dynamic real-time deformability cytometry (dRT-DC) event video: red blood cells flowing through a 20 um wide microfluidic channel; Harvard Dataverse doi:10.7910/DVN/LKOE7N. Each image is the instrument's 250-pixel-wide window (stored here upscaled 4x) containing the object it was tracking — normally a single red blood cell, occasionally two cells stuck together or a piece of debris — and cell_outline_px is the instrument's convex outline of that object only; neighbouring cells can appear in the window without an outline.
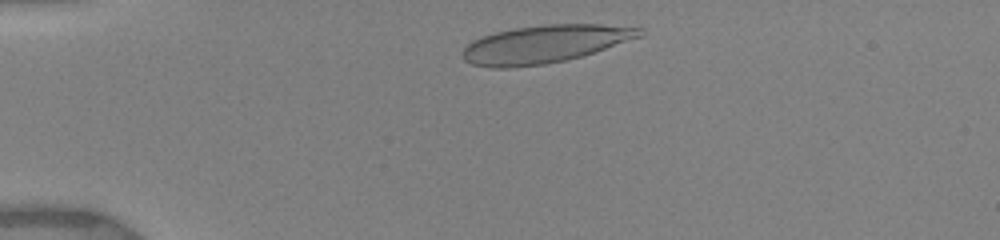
{"species": "human", "species_latin": "Homo sapiens", "temperature_condition": "warm", "stored_images_in_passage": 13, "camera_frame_rate_fps": 3000, "um_per_image_px": 0.085, "donor": {"sex": "female"}, "frame": {"image": 1, "passage_image": 4, "time_ms": 1.0, "image_size_px": [1000, 240], "cell_outline_px": [[644, 32], [640, 36], [580, 56], [564, 60], [544, 64], [508, 68], [492, 68], [472, 64], [464, 60], [464, 48], [472, 40], [480, 36], [496, 32], [516, 28], [544, 24], [600, 24], [644, 28]], "centroid_in_image_um": [46.26, 3.74], "position_along_channel_um": 38.7, "area_um2": 38.49}}